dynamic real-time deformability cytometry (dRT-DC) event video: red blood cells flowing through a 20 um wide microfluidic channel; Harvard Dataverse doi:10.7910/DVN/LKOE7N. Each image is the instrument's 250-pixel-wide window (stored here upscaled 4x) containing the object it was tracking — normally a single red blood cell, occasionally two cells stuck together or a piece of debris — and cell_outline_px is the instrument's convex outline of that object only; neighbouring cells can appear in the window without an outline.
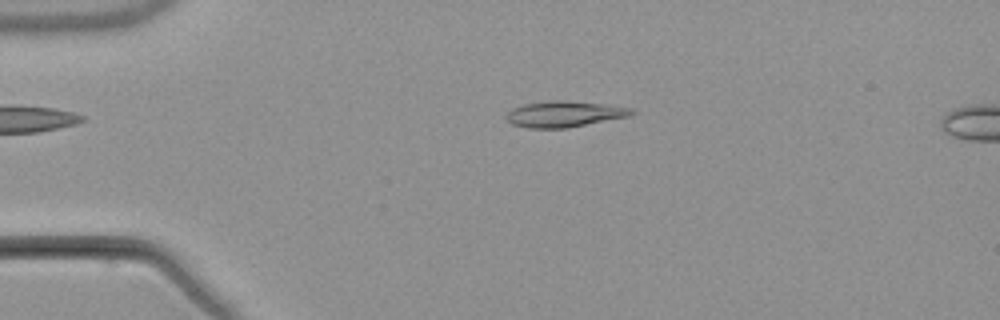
{"species": "common noctule bat (a hibernating species)", "species_latin": "Nyctalus noctula", "temperature_condition": "warm", "stored_images_in_passage": 5, "camera_frame_rate_fps": 3000, "um_per_image_px": 0.085, "animal": {"sex": "male", "body_mass_g": 21.5, "forearm_length_mm": 52.0}, "frame": {"image": 1, "passage_image": 3, "time_ms": 2.667, "image_size_px": [1000, 320], "cell_outline_px": [[636, 112], [628, 116], [568, 128], [528, 128], [512, 124], [508, 120], [508, 112], [512, 108], [524, 104], [552, 100], [564, 100], [604, 104], [632, 108]], "centroid_in_image_um": [47.97, 9.69], "position_along_channel_um": 37.0, "area_um2": 18.79}}